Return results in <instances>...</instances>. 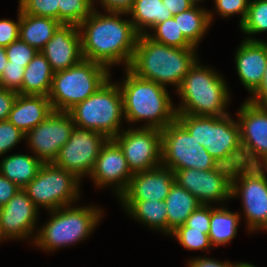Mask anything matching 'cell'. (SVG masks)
Listing matches in <instances>:
<instances>
[{
  "label": "cell",
  "mask_w": 267,
  "mask_h": 267,
  "mask_svg": "<svg viewBox=\"0 0 267 267\" xmlns=\"http://www.w3.org/2000/svg\"><path fill=\"white\" fill-rule=\"evenodd\" d=\"M102 15L95 9L79 25L83 59L110 66L124 62L130 65L139 33L131 20H122L119 15L128 13L107 12ZM85 29V30H84Z\"/></svg>",
  "instance_id": "6da1fadb"
},
{
  "label": "cell",
  "mask_w": 267,
  "mask_h": 267,
  "mask_svg": "<svg viewBox=\"0 0 267 267\" xmlns=\"http://www.w3.org/2000/svg\"><path fill=\"white\" fill-rule=\"evenodd\" d=\"M196 48H176L156 42L147 34H139L128 69L140 78L165 87L181 86L184 77L196 63Z\"/></svg>",
  "instance_id": "7a4b0ae2"
},
{
  "label": "cell",
  "mask_w": 267,
  "mask_h": 267,
  "mask_svg": "<svg viewBox=\"0 0 267 267\" xmlns=\"http://www.w3.org/2000/svg\"><path fill=\"white\" fill-rule=\"evenodd\" d=\"M126 70V80L119 86L124 118L129 122L147 120L144 127L164 129L176 119V108L166 88Z\"/></svg>",
  "instance_id": "3957f363"
},
{
  "label": "cell",
  "mask_w": 267,
  "mask_h": 267,
  "mask_svg": "<svg viewBox=\"0 0 267 267\" xmlns=\"http://www.w3.org/2000/svg\"><path fill=\"white\" fill-rule=\"evenodd\" d=\"M176 119L219 164L232 169L244 166L239 124L229 114L221 117L176 114Z\"/></svg>",
  "instance_id": "277c9868"
},
{
  "label": "cell",
  "mask_w": 267,
  "mask_h": 267,
  "mask_svg": "<svg viewBox=\"0 0 267 267\" xmlns=\"http://www.w3.org/2000/svg\"><path fill=\"white\" fill-rule=\"evenodd\" d=\"M227 89L222 77L196 61L177 90L183 105L176 108V114L227 116L229 113L224 111L229 101Z\"/></svg>",
  "instance_id": "5b68a950"
},
{
  "label": "cell",
  "mask_w": 267,
  "mask_h": 267,
  "mask_svg": "<svg viewBox=\"0 0 267 267\" xmlns=\"http://www.w3.org/2000/svg\"><path fill=\"white\" fill-rule=\"evenodd\" d=\"M102 64L82 59L69 69L55 72L48 98L53 111L68 112L95 93L109 78Z\"/></svg>",
  "instance_id": "8992f818"
},
{
  "label": "cell",
  "mask_w": 267,
  "mask_h": 267,
  "mask_svg": "<svg viewBox=\"0 0 267 267\" xmlns=\"http://www.w3.org/2000/svg\"><path fill=\"white\" fill-rule=\"evenodd\" d=\"M109 80L68 113L72 116L75 126L92 129L107 139H113L120 133L124 112L119 85L110 83Z\"/></svg>",
  "instance_id": "52a82bcc"
},
{
  "label": "cell",
  "mask_w": 267,
  "mask_h": 267,
  "mask_svg": "<svg viewBox=\"0 0 267 267\" xmlns=\"http://www.w3.org/2000/svg\"><path fill=\"white\" fill-rule=\"evenodd\" d=\"M102 210L95 207H61L51 210L52 218L36 234L35 245L52 251L86 237L101 219Z\"/></svg>",
  "instance_id": "ba28073f"
},
{
  "label": "cell",
  "mask_w": 267,
  "mask_h": 267,
  "mask_svg": "<svg viewBox=\"0 0 267 267\" xmlns=\"http://www.w3.org/2000/svg\"><path fill=\"white\" fill-rule=\"evenodd\" d=\"M161 165L176 171L182 169L212 170L220 164L175 119L161 130Z\"/></svg>",
  "instance_id": "9c48e42d"
},
{
  "label": "cell",
  "mask_w": 267,
  "mask_h": 267,
  "mask_svg": "<svg viewBox=\"0 0 267 267\" xmlns=\"http://www.w3.org/2000/svg\"><path fill=\"white\" fill-rule=\"evenodd\" d=\"M79 181L75 174L53 162L43 163L35 178L23 190L37 208L42 206L51 211L70 206L78 198Z\"/></svg>",
  "instance_id": "30bf717a"
},
{
  "label": "cell",
  "mask_w": 267,
  "mask_h": 267,
  "mask_svg": "<svg viewBox=\"0 0 267 267\" xmlns=\"http://www.w3.org/2000/svg\"><path fill=\"white\" fill-rule=\"evenodd\" d=\"M266 168V170H265ZM267 167L241 166L233 170L231 197L242 195L248 229L267 230ZM237 180L240 182H237Z\"/></svg>",
  "instance_id": "8fae6325"
},
{
  "label": "cell",
  "mask_w": 267,
  "mask_h": 267,
  "mask_svg": "<svg viewBox=\"0 0 267 267\" xmlns=\"http://www.w3.org/2000/svg\"><path fill=\"white\" fill-rule=\"evenodd\" d=\"M107 140L103 134L92 129L74 126L69 140L61 147L53 163L81 179V176L91 173Z\"/></svg>",
  "instance_id": "7c38bea8"
},
{
  "label": "cell",
  "mask_w": 267,
  "mask_h": 267,
  "mask_svg": "<svg viewBox=\"0 0 267 267\" xmlns=\"http://www.w3.org/2000/svg\"><path fill=\"white\" fill-rule=\"evenodd\" d=\"M240 107L238 124L244 166L267 167V106L248 100Z\"/></svg>",
  "instance_id": "4fadbf2b"
},
{
  "label": "cell",
  "mask_w": 267,
  "mask_h": 267,
  "mask_svg": "<svg viewBox=\"0 0 267 267\" xmlns=\"http://www.w3.org/2000/svg\"><path fill=\"white\" fill-rule=\"evenodd\" d=\"M232 168L219 165L212 170L182 169L174 171L175 182L190 192L202 205L231 197Z\"/></svg>",
  "instance_id": "5bb4252c"
},
{
  "label": "cell",
  "mask_w": 267,
  "mask_h": 267,
  "mask_svg": "<svg viewBox=\"0 0 267 267\" xmlns=\"http://www.w3.org/2000/svg\"><path fill=\"white\" fill-rule=\"evenodd\" d=\"M121 147L132 173L161 165V130L142 127L128 129L113 138Z\"/></svg>",
  "instance_id": "9a60e30c"
},
{
  "label": "cell",
  "mask_w": 267,
  "mask_h": 267,
  "mask_svg": "<svg viewBox=\"0 0 267 267\" xmlns=\"http://www.w3.org/2000/svg\"><path fill=\"white\" fill-rule=\"evenodd\" d=\"M75 124L68 112L52 111L40 124L25 134L29 146L43 163L57 158L61 147L69 140Z\"/></svg>",
  "instance_id": "2e32d148"
},
{
  "label": "cell",
  "mask_w": 267,
  "mask_h": 267,
  "mask_svg": "<svg viewBox=\"0 0 267 267\" xmlns=\"http://www.w3.org/2000/svg\"><path fill=\"white\" fill-rule=\"evenodd\" d=\"M96 186L115 184L118 197L127 189L133 173L127 165L124 153L114 139H108L101 147L94 167L89 174Z\"/></svg>",
  "instance_id": "e0dca14e"
},
{
  "label": "cell",
  "mask_w": 267,
  "mask_h": 267,
  "mask_svg": "<svg viewBox=\"0 0 267 267\" xmlns=\"http://www.w3.org/2000/svg\"><path fill=\"white\" fill-rule=\"evenodd\" d=\"M175 182L174 171L160 165L150 170L133 173L121 201H164Z\"/></svg>",
  "instance_id": "ac0fdd59"
},
{
  "label": "cell",
  "mask_w": 267,
  "mask_h": 267,
  "mask_svg": "<svg viewBox=\"0 0 267 267\" xmlns=\"http://www.w3.org/2000/svg\"><path fill=\"white\" fill-rule=\"evenodd\" d=\"M38 208L20 189L8 202L0 207V226L7 238H28L35 228Z\"/></svg>",
  "instance_id": "d6986e66"
},
{
  "label": "cell",
  "mask_w": 267,
  "mask_h": 267,
  "mask_svg": "<svg viewBox=\"0 0 267 267\" xmlns=\"http://www.w3.org/2000/svg\"><path fill=\"white\" fill-rule=\"evenodd\" d=\"M41 53L49 61L52 71L69 69L82 59L81 38L77 25L61 24Z\"/></svg>",
  "instance_id": "ffe728a7"
},
{
  "label": "cell",
  "mask_w": 267,
  "mask_h": 267,
  "mask_svg": "<svg viewBox=\"0 0 267 267\" xmlns=\"http://www.w3.org/2000/svg\"><path fill=\"white\" fill-rule=\"evenodd\" d=\"M236 69L245 88L254 93L261 85L267 67V47L259 40L246 38L236 56Z\"/></svg>",
  "instance_id": "44dd1931"
},
{
  "label": "cell",
  "mask_w": 267,
  "mask_h": 267,
  "mask_svg": "<svg viewBox=\"0 0 267 267\" xmlns=\"http://www.w3.org/2000/svg\"><path fill=\"white\" fill-rule=\"evenodd\" d=\"M52 111L48 96L18 94L7 120L26 134L44 121Z\"/></svg>",
  "instance_id": "7402d4cb"
},
{
  "label": "cell",
  "mask_w": 267,
  "mask_h": 267,
  "mask_svg": "<svg viewBox=\"0 0 267 267\" xmlns=\"http://www.w3.org/2000/svg\"><path fill=\"white\" fill-rule=\"evenodd\" d=\"M60 25L55 19L26 14L20 10L19 38L41 51Z\"/></svg>",
  "instance_id": "603a6c76"
},
{
  "label": "cell",
  "mask_w": 267,
  "mask_h": 267,
  "mask_svg": "<svg viewBox=\"0 0 267 267\" xmlns=\"http://www.w3.org/2000/svg\"><path fill=\"white\" fill-rule=\"evenodd\" d=\"M164 202L167 210L169 234L177 227L184 225L191 213L201 205L195 196L176 182L171 186Z\"/></svg>",
  "instance_id": "cb8c5ba5"
},
{
  "label": "cell",
  "mask_w": 267,
  "mask_h": 267,
  "mask_svg": "<svg viewBox=\"0 0 267 267\" xmlns=\"http://www.w3.org/2000/svg\"><path fill=\"white\" fill-rule=\"evenodd\" d=\"M54 72L49 61L38 51L24 70L22 81V95L48 96Z\"/></svg>",
  "instance_id": "d4e9b609"
},
{
  "label": "cell",
  "mask_w": 267,
  "mask_h": 267,
  "mask_svg": "<svg viewBox=\"0 0 267 267\" xmlns=\"http://www.w3.org/2000/svg\"><path fill=\"white\" fill-rule=\"evenodd\" d=\"M42 164L38 157L14 154L1 161L0 173L23 189L35 178Z\"/></svg>",
  "instance_id": "484cf974"
},
{
  "label": "cell",
  "mask_w": 267,
  "mask_h": 267,
  "mask_svg": "<svg viewBox=\"0 0 267 267\" xmlns=\"http://www.w3.org/2000/svg\"><path fill=\"white\" fill-rule=\"evenodd\" d=\"M128 14L132 15L131 22L139 34L146 33L143 28L151 29L154 25L173 17L162 0H135Z\"/></svg>",
  "instance_id": "4316f807"
},
{
  "label": "cell",
  "mask_w": 267,
  "mask_h": 267,
  "mask_svg": "<svg viewBox=\"0 0 267 267\" xmlns=\"http://www.w3.org/2000/svg\"><path fill=\"white\" fill-rule=\"evenodd\" d=\"M131 216L144 224L168 233L167 210L164 201H122Z\"/></svg>",
  "instance_id": "83f0119b"
},
{
  "label": "cell",
  "mask_w": 267,
  "mask_h": 267,
  "mask_svg": "<svg viewBox=\"0 0 267 267\" xmlns=\"http://www.w3.org/2000/svg\"><path fill=\"white\" fill-rule=\"evenodd\" d=\"M212 14L205 9L192 6L182 13L174 15L182 34L196 47L204 37L212 21Z\"/></svg>",
  "instance_id": "f1b7e54d"
},
{
  "label": "cell",
  "mask_w": 267,
  "mask_h": 267,
  "mask_svg": "<svg viewBox=\"0 0 267 267\" xmlns=\"http://www.w3.org/2000/svg\"><path fill=\"white\" fill-rule=\"evenodd\" d=\"M240 214L232 213L226 207L211 208L209 237L212 245L227 244L236 236Z\"/></svg>",
  "instance_id": "f546056e"
},
{
  "label": "cell",
  "mask_w": 267,
  "mask_h": 267,
  "mask_svg": "<svg viewBox=\"0 0 267 267\" xmlns=\"http://www.w3.org/2000/svg\"><path fill=\"white\" fill-rule=\"evenodd\" d=\"M156 34H147L152 40L165 44L167 46L176 48H196L179 29L178 22L172 17L159 24L154 25L152 28ZM154 35V36H153Z\"/></svg>",
  "instance_id": "4dcf8cb0"
},
{
  "label": "cell",
  "mask_w": 267,
  "mask_h": 267,
  "mask_svg": "<svg viewBox=\"0 0 267 267\" xmlns=\"http://www.w3.org/2000/svg\"><path fill=\"white\" fill-rule=\"evenodd\" d=\"M93 0H59V22L79 25L94 11Z\"/></svg>",
  "instance_id": "1f68e13d"
},
{
  "label": "cell",
  "mask_w": 267,
  "mask_h": 267,
  "mask_svg": "<svg viewBox=\"0 0 267 267\" xmlns=\"http://www.w3.org/2000/svg\"><path fill=\"white\" fill-rule=\"evenodd\" d=\"M246 34L267 32V0H251L246 17L240 25Z\"/></svg>",
  "instance_id": "d6a6232c"
},
{
  "label": "cell",
  "mask_w": 267,
  "mask_h": 267,
  "mask_svg": "<svg viewBox=\"0 0 267 267\" xmlns=\"http://www.w3.org/2000/svg\"><path fill=\"white\" fill-rule=\"evenodd\" d=\"M171 235L175 236L179 243L186 249L206 250L213 246L208 234L204 230H192L185 224L177 227Z\"/></svg>",
  "instance_id": "836d02e7"
},
{
  "label": "cell",
  "mask_w": 267,
  "mask_h": 267,
  "mask_svg": "<svg viewBox=\"0 0 267 267\" xmlns=\"http://www.w3.org/2000/svg\"><path fill=\"white\" fill-rule=\"evenodd\" d=\"M20 10L26 14L59 21V0H27Z\"/></svg>",
  "instance_id": "e575fe53"
},
{
  "label": "cell",
  "mask_w": 267,
  "mask_h": 267,
  "mask_svg": "<svg viewBox=\"0 0 267 267\" xmlns=\"http://www.w3.org/2000/svg\"><path fill=\"white\" fill-rule=\"evenodd\" d=\"M5 52L11 64L22 65L25 68L38 51L19 38L5 47Z\"/></svg>",
  "instance_id": "d590c367"
},
{
  "label": "cell",
  "mask_w": 267,
  "mask_h": 267,
  "mask_svg": "<svg viewBox=\"0 0 267 267\" xmlns=\"http://www.w3.org/2000/svg\"><path fill=\"white\" fill-rule=\"evenodd\" d=\"M25 68L22 65L7 62L0 76V88L11 89L22 95V81Z\"/></svg>",
  "instance_id": "8d00e7d4"
},
{
  "label": "cell",
  "mask_w": 267,
  "mask_h": 267,
  "mask_svg": "<svg viewBox=\"0 0 267 267\" xmlns=\"http://www.w3.org/2000/svg\"><path fill=\"white\" fill-rule=\"evenodd\" d=\"M26 138L19 128L8 120L0 121V155L11 150L21 139Z\"/></svg>",
  "instance_id": "74e56055"
},
{
  "label": "cell",
  "mask_w": 267,
  "mask_h": 267,
  "mask_svg": "<svg viewBox=\"0 0 267 267\" xmlns=\"http://www.w3.org/2000/svg\"><path fill=\"white\" fill-rule=\"evenodd\" d=\"M211 206L200 205L187 218L185 225L192 230H204L208 234L210 230Z\"/></svg>",
  "instance_id": "f35d334b"
},
{
  "label": "cell",
  "mask_w": 267,
  "mask_h": 267,
  "mask_svg": "<svg viewBox=\"0 0 267 267\" xmlns=\"http://www.w3.org/2000/svg\"><path fill=\"white\" fill-rule=\"evenodd\" d=\"M249 1L250 0H215V4L219 14L223 17L241 13V25L246 17Z\"/></svg>",
  "instance_id": "ab89813d"
},
{
  "label": "cell",
  "mask_w": 267,
  "mask_h": 267,
  "mask_svg": "<svg viewBox=\"0 0 267 267\" xmlns=\"http://www.w3.org/2000/svg\"><path fill=\"white\" fill-rule=\"evenodd\" d=\"M18 22L9 19L0 20V45L7 47L15 40L19 39L20 31V8Z\"/></svg>",
  "instance_id": "60d3db41"
},
{
  "label": "cell",
  "mask_w": 267,
  "mask_h": 267,
  "mask_svg": "<svg viewBox=\"0 0 267 267\" xmlns=\"http://www.w3.org/2000/svg\"><path fill=\"white\" fill-rule=\"evenodd\" d=\"M17 95L15 90L0 88V121L8 119Z\"/></svg>",
  "instance_id": "b9f144b4"
},
{
  "label": "cell",
  "mask_w": 267,
  "mask_h": 267,
  "mask_svg": "<svg viewBox=\"0 0 267 267\" xmlns=\"http://www.w3.org/2000/svg\"><path fill=\"white\" fill-rule=\"evenodd\" d=\"M20 190V188L0 173V207Z\"/></svg>",
  "instance_id": "7bdbcfd3"
},
{
  "label": "cell",
  "mask_w": 267,
  "mask_h": 267,
  "mask_svg": "<svg viewBox=\"0 0 267 267\" xmlns=\"http://www.w3.org/2000/svg\"><path fill=\"white\" fill-rule=\"evenodd\" d=\"M135 0H100L107 12L128 13Z\"/></svg>",
  "instance_id": "ee69618b"
},
{
  "label": "cell",
  "mask_w": 267,
  "mask_h": 267,
  "mask_svg": "<svg viewBox=\"0 0 267 267\" xmlns=\"http://www.w3.org/2000/svg\"><path fill=\"white\" fill-rule=\"evenodd\" d=\"M249 101L260 106H267V67L261 85Z\"/></svg>",
  "instance_id": "f6af8a7d"
},
{
  "label": "cell",
  "mask_w": 267,
  "mask_h": 267,
  "mask_svg": "<svg viewBox=\"0 0 267 267\" xmlns=\"http://www.w3.org/2000/svg\"><path fill=\"white\" fill-rule=\"evenodd\" d=\"M189 267H236V264H231L229 262H220L211 258H195L194 260H190Z\"/></svg>",
  "instance_id": "bcb514c9"
},
{
  "label": "cell",
  "mask_w": 267,
  "mask_h": 267,
  "mask_svg": "<svg viewBox=\"0 0 267 267\" xmlns=\"http://www.w3.org/2000/svg\"><path fill=\"white\" fill-rule=\"evenodd\" d=\"M162 2L170 10L173 16L182 13L193 6L187 0H162Z\"/></svg>",
  "instance_id": "7dc6e473"
},
{
  "label": "cell",
  "mask_w": 267,
  "mask_h": 267,
  "mask_svg": "<svg viewBox=\"0 0 267 267\" xmlns=\"http://www.w3.org/2000/svg\"><path fill=\"white\" fill-rule=\"evenodd\" d=\"M8 62L5 47L0 45V76L2 75L4 68Z\"/></svg>",
  "instance_id": "c3c4849f"
},
{
  "label": "cell",
  "mask_w": 267,
  "mask_h": 267,
  "mask_svg": "<svg viewBox=\"0 0 267 267\" xmlns=\"http://www.w3.org/2000/svg\"><path fill=\"white\" fill-rule=\"evenodd\" d=\"M236 267H255L249 263H246V262H242V263H236Z\"/></svg>",
  "instance_id": "681fc988"
},
{
  "label": "cell",
  "mask_w": 267,
  "mask_h": 267,
  "mask_svg": "<svg viewBox=\"0 0 267 267\" xmlns=\"http://www.w3.org/2000/svg\"><path fill=\"white\" fill-rule=\"evenodd\" d=\"M187 1H189L193 6H197V2L201 0H187Z\"/></svg>",
  "instance_id": "f907efd6"
},
{
  "label": "cell",
  "mask_w": 267,
  "mask_h": 267,
  "mask_svg": "<svg viewBox=\"0 0 267 267\" xmlns=\"http://www.w3.org/2000/svg\"><path fill=\"white\" fill-rule=\"evenodd\" d=\"M6 239V237L3 235V233H2V230H1V226H0V241L2 240V239Z\"/></svg>",
  "instance_id": "816d5d0a"
},
{
  "label": "cell",
  "mask_w": 267,
  "mask_h": 267,
  "mask_svg": "<svg viewBox=\"0 0 267 267\" xmlns=\"http://www.w3.org/2000/svg\"><path fill=\"white\" fill-rule=\"evenodd\" d=\"M27 0H19V8L26 2Z\"/></svg>",
  "instance_id": "f5cc1de1"
},
{
  "label": "cell",
  "mask_w": 267,
  "mask_h": 267,
  "mask_svg": "<svg viewBox=\"0 0 267 267\" xmlns=\"http://www.w3.org/2000/svg\"><path fill=\"white\" fill-rule=\"evenodd\" d=\"M265 47H267V43L259 40Z\"/></svg>",
  "instance_id": "db71d44e"
}]
</instances>
